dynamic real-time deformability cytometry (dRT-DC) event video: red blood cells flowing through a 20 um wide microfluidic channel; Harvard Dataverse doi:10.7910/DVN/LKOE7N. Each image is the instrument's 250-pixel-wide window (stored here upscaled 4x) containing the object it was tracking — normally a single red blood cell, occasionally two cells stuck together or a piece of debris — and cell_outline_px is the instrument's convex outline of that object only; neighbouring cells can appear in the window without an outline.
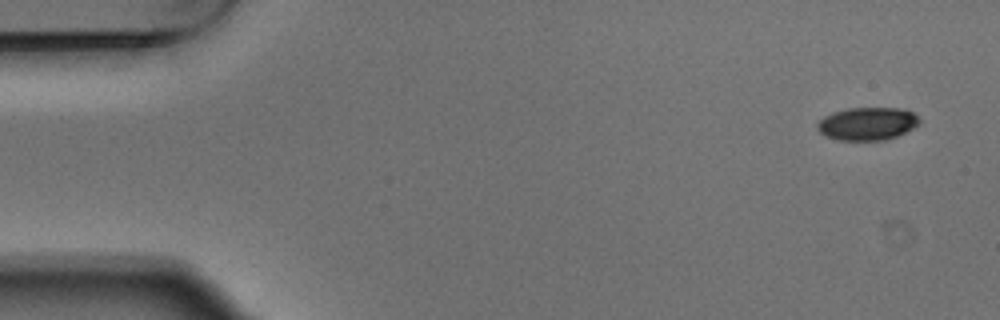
{"species": "Egyptian fruit bat (a non-hibernating species)", "species_latin": "Rousettus aegyptiacus", "temperature_condition": "warm", "stored_images_in_passage": 5, "camera_frame_rate_fps": 3000, "um_per_image_px": 0.085, "animal": {"sex": "male"}, "frame": {"image": 1, "passage_image": 1, "time_ms": 0.0, "image_size_px": [1000, 320], "cell_outline_px": [[920, 120], [912, 128], [896, 136], [884, 140], [836, 140], [820, 132], [816, 128], [816, 124], [824, 116], [832, 112], [848, 108], [900, 108], [912, 112]], "centroid_in_image_um": [73.68, 10.51], "position_along_channel_um": 11.3, "area_um2": 19.36}}
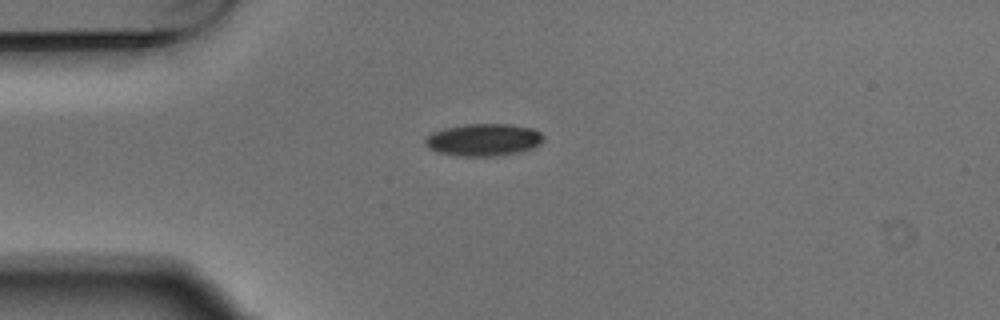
{"frame": {"image": 2, "passage_image": 4, "time_ms": 1.0, "image_size_px": [1000, 320], "cell_outline_px": [[544, 140], [540, 144], [532, 148], [520, 152], [492, 156], [456, 156], [436, 152], [428, 148], [424, 144], [424, 140], [432, 132], [444, 128], [464, 124], [512, 124], [532, 128], [540, 132], [544, 136]], "centroid_in_image_um": [41.09, 11.88], "position_along_channel_um": 43.9, "area_um2": 22.48}}